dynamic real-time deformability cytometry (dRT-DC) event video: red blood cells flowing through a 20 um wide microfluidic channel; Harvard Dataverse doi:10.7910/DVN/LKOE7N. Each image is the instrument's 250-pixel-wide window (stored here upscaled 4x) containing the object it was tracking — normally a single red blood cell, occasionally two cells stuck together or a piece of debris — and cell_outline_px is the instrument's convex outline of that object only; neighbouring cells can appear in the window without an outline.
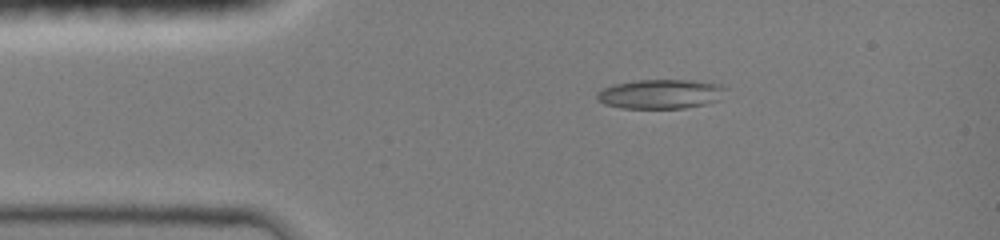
{"species": "common noctule bat (a hibernating species)", "species_latin": "Nyctalus noctula", "temperature_condition": "room temperature", "stored_images_in_passage": 22, "camera_frame_rate_fps": 3000, "um_per_image_px": 0.085, "animal": {"sex": "female", "body_mass_g": 19.0, "forearm_length_mm": 51.5}, "frame": {"image": 1, "passage_image": 8, "time_ms": 2.0, "image_size_px": [1000, 240], "cell_outline_px": [[728, 88], [724, 100], [684, 108], [620, 108], [604, 104], [596, 100], [596, 92], [612, 84], [636, 80], [692, 80], [720, 84]], "centroid_in_image_um": [56.19, 7.99], "position_along_channel_um": 28.8, "area_um2": 22.54}}
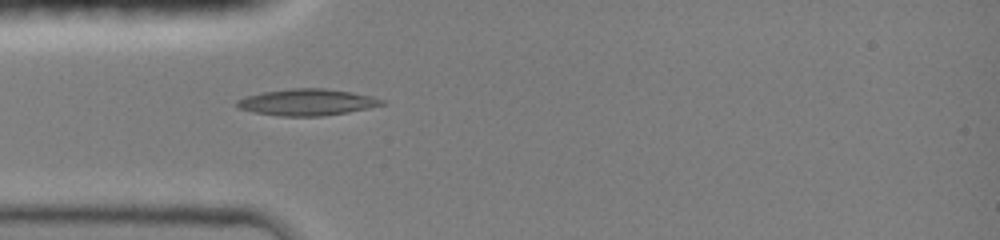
{"frame": {"image": 2, "passage_image": 15, "time_ms": 3.667, "image_size_px": [1000, 240], "cell_outline_px": [[384, 104], [368, 108], [348, 112], [320, 116], [280, 116], [256, 112], [240, 108], [236, 104], [236, 100], [248, 96], [264, 92], [292, 88], [324, 88], [352, 92], [372, 96], [384, 100]], "centroid_in_image_um": [26.13, 8.68], "position_along_channel_um": 58.9, "area_um2": 22.08}}
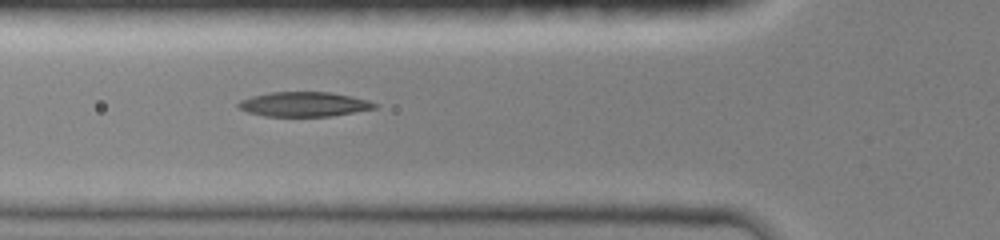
{"frame": {"image": 3, "passage_image": 20, "time_ms": 4.667, "image_size_px": [1000, 240], "cell_outline_px": [[376, 108], [332, 116], [264, 116], [248, 112], [240, 108], [236, 104], [240, 100], [252, 96], [268, 92], [328, 92], [368, 100], [376, 104]], "centroid_in_image_um": [25.8, 8.86], "position_along_channel_um": 100.0, "area_um2": 19.36}}